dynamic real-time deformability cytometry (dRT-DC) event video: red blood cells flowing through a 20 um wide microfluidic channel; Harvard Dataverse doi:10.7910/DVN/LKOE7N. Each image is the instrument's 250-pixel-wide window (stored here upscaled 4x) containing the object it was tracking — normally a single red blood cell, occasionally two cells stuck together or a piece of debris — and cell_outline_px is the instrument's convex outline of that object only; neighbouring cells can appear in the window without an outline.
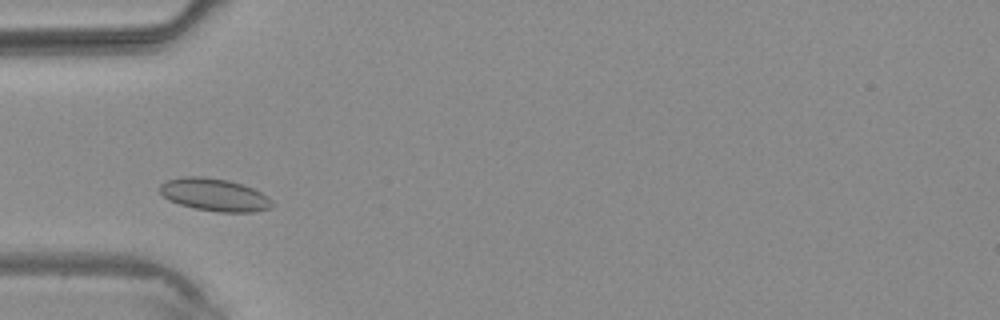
{"species": "common noctule bat (a hibernating species)", "species_latin": "Nyctalus noctula", "temperature_condition": "warm", "stored_images_in_passage": 2, "camera_frame_rate_fps": 3000, "um_per_image_px": 0.085, "animal": {"sex": "male", "body_mass_g": 20.4}, "frame": {"image": 1, "passage_image": 1, "time_ms": 0.0, "image_size_px": [1000, 320], "cell_outline_px": [[272, 208], [252, 212], [220, 212], [196, 208], [180, 204], [168, 200], [156, 188], [164, 180], [180, 176], [204, 176], [228, 180], [252, 188], [268, 196], [272, 200]], "centroid_in_image_um": [18.18, 16.54], "position_along_channel_um": 66.8, "area_um2": 21.5}}